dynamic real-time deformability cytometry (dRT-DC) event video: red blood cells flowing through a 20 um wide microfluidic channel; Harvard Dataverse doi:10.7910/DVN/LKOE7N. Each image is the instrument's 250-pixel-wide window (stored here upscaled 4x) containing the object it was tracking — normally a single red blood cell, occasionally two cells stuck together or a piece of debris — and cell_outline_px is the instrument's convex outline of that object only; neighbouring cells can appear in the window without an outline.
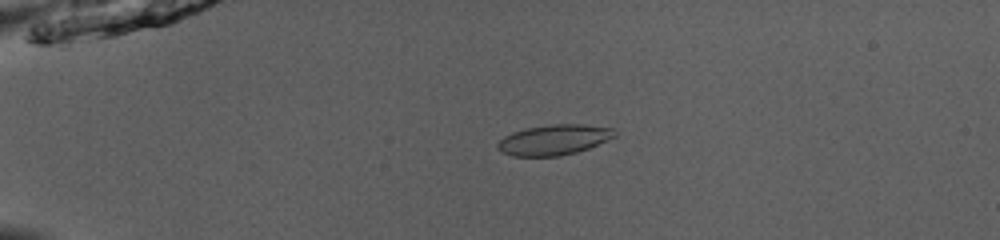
{"species": "common noctule bat (a hibernating species)", "species_latin": "Nyctalus noctula", "temperature_condition": "room temperature", "stored_images_in_passage": 53, "camera_frame_rate_fps": 3000, "um_per_image_px": 0.085, "animal": {"sex": "male", "body_mass_g": 13.0, "forearm_length_mm": 53.1}, "frame": {"image": 1, "passage_image": 14, "time_ms": 4.333, "image_size_px": [1000, 240], "cell_outline_px": [[616, 136], [588, 148], [576, 152], [560, 156], [512, 156], [496, 148], [496, 144], [504, 136], [512, 132], [524, 128], [552, 124], [584, 124], [612, 128], [616, 132]], "centroid_in_image_um": [47.06, 11.87], "position_along_channel_um": 37.9, "area_um2": 20.69}}
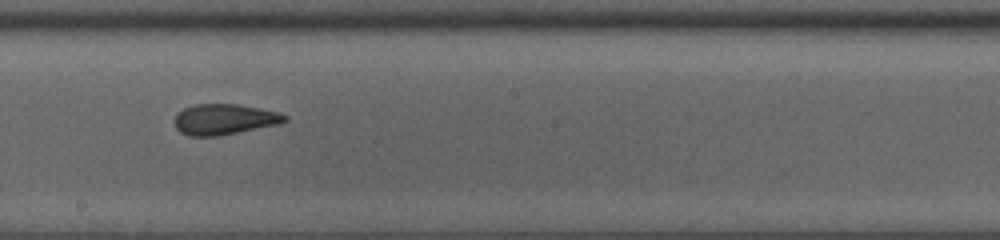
{"frame": {"image": 2, "passage_image": 32, "time_ms": 10.333, "image_size_px": [1000, 240], "cell_outline_px": [[288, 120], [276, 124], [220, 136], [188, 136], [180, 132], [176, 128], [176, 112], [192, 104], [236, 104], [260, 108], [280, 112], [288, 116]], "centroid_in_image_um": [19.05, 10.13], "position_along_channel_um": 229.1, "area_um2": 19.71}}
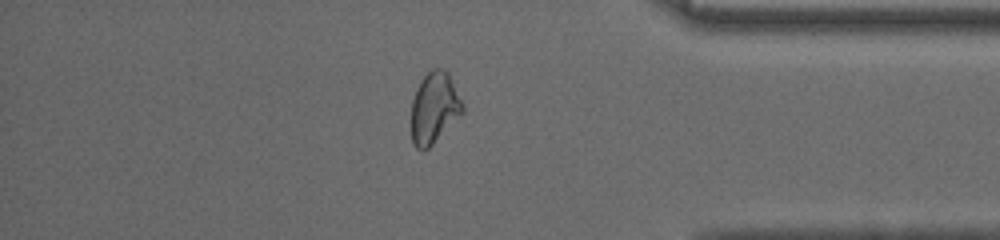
{"frame": {"image": 3, "passage_image": 46, "time_ms": 15.0, "image_size_px": [1000, 240], "cell_outline_px": [[464, 112], [428, 148], [416, 148], [412, 144], [412, 100], [416, 88], [420, 80], [432, 68], [440, 68], [448, 72], [464, 104]], "centroid_in_image_um": [36.92, 9.14], "position_along_channel_um": 398.3, "area_um2": 21.15}, "authors_computed_cell_mechanics": {"area_um2": 20.3456, "velocity_mm_per_s": 3.9804, "shape_relaxation_time_tau1_ms": 5.7704, "shape_relaxation_time_tau2_ms": 1.9314, "deformation_change_tau1": 0.1672, "deformation_change_tau2": 0.0522}}